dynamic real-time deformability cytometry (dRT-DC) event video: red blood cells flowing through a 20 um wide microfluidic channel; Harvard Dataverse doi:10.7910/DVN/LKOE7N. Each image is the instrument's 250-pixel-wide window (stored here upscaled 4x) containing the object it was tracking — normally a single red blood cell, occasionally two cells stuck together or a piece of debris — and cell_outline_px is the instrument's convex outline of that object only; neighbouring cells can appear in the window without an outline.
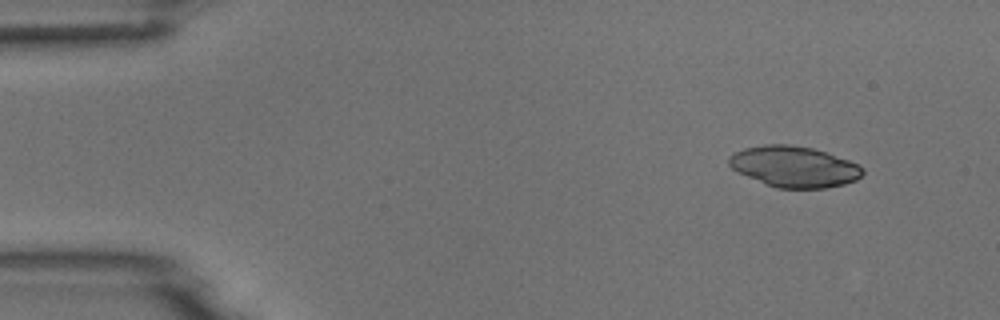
{"species": "common noctule bat (a hibernating species)", "species_latin": "Nyctalus noctula", "temperature_condition": "room temperature", "stored_images_in_passage": 4, "camera_frame_rate_fps": 3000, "um_per_image_px": 0.085, "animal": {"sex": "male", "body_mass_g": 18.8}, "frame": {"image": 1, "passage_image": 1, "time_ms": 0.0, "image_size_px": [1000, 320], "cell_outline_px": [[864, 172], [856, 180], [844, 184], [824, 188], [776, 188], [736, 172], [728, 164], [728, 156], [744, 148], [764, 144], [788, 144], [812, 148], [848, 160], [864, 168]], "centroid_in_image_um": [67.46, 14.17], "position_along_channel_um": 17.5, "area_um2": 31.79}}